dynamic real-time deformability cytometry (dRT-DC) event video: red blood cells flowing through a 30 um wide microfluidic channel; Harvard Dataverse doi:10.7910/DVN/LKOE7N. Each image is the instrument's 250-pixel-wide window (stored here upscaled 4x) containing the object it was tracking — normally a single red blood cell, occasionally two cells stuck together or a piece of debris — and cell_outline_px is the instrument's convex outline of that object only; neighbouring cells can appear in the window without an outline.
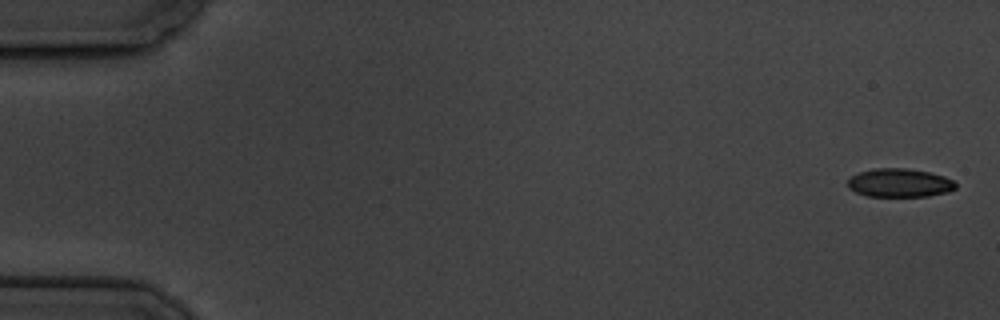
{"species": "common noctule bat (a hibernating species)", "species_latin": "Nyctalus noctula", "temperature_condition": "cold", "stored_images_in_passage": 7, "camera_frame_rate_fps": 3000, "um_per_image_px": 0.085, "animal": {"sex": "male", "body_mass_g": 19.5, "forearm_length_mm": 54.6}, "frame": {"image": 1, "passage_image": 1, "time_ms": 0.0, "image_size_px": [1000, 320], "cell_outline_px": [[956, 188], [948, 192], [928, 196], [868, 196], [856, 192], [848, 188], [848, 180], [852, 176], [860, 172], [876, 168], [904, 168], [932, 172], [944, 176], [952, 180], [956, 184]], "centroid_in_image_um": [76.48, 15.54], "position_along_channel_um": 8.5, "area_um2": 17.92}}
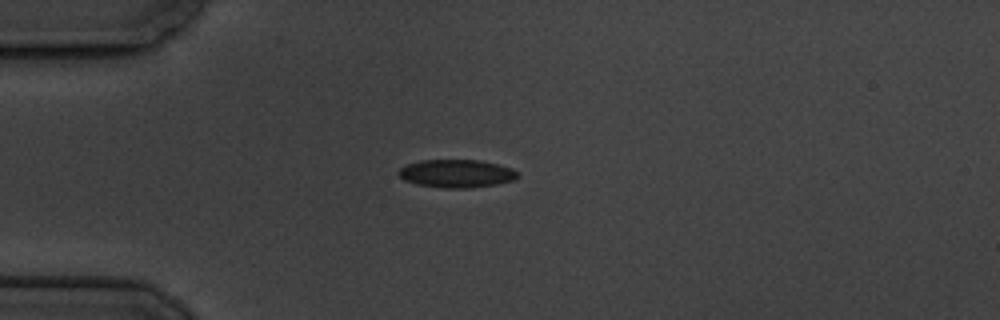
{"frame": {"image": 2, "passage_image": 5, "time_ms": 4.667, "image_size_px": [1000, 320], "cell_outline_px": [[520, 176], [512, 180], [496, 184], [468, 188], [444, 188], [416, 184], [404, 180], [396, 172], [400, 168], [408, 164], [420, 160], [480, 160], [512, 168]], "centroid_in_image_um": [38.78, 14.75], "position_along_channel_um": 46.2, "area_um2": 19.36}}